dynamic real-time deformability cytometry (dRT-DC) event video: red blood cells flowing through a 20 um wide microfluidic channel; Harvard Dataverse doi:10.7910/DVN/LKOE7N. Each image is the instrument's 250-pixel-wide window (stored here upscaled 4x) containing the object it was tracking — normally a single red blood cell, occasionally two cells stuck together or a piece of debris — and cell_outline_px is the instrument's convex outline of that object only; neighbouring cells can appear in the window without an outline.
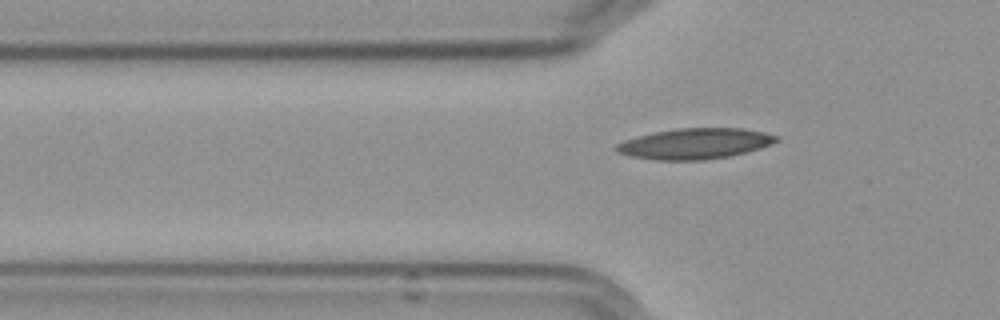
{"species": "Egyptian fruit bat (a non-hibernating species)", "species_latin": "Rousettus aegyptiacus", "temperature_condition": "cold", "stored_images_in_passage": 41, "camera_frame_rate_fps": 3000, "um_per_image_px": 0.085, "frame": {"image": 1, "passage_image": 3, "time_ms": 0.667, "image_size_px": [1000, 320], "cell_outline_px": [[780, 140], [772, 144], [760, 148], [728, 156], [704, 160], [656, 160], [632, 156], [616, 152], [616, 144], [624, 140], [656, 132], [676, 128], [744, 128], [764, 132], [780, 136]], "centroid_in_image_um": [59.11, 12.2], "position_along_channel_um": 66.7, "area_um2": 28.5}}
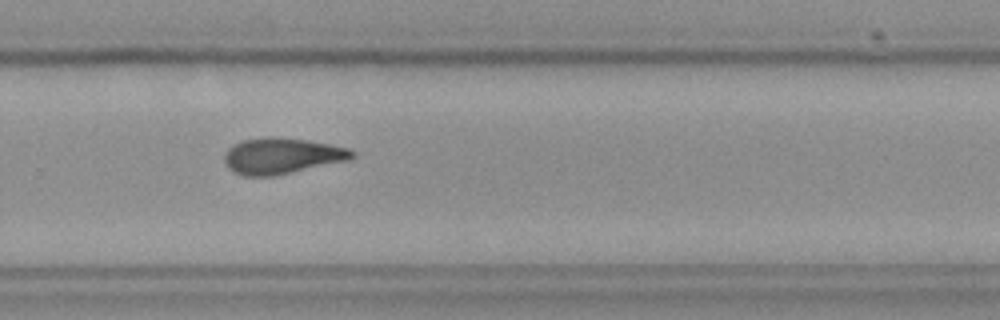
{"frame": {"image": 2, "passage_image": 23, "time_ms": 7.333, "image_size_px": [1000, 320], "cell_outline_px": [[356, 156], [348, 160], [272, 176], [244, 176], [232, 172], [228, 168], [224, 160], [224, 156], [228, 148], [240, 140], [268, 136], [272, 136], [304, 140], [328, 144], [348, 148], [356, 152]], "centroid_in_image_um": [23.91, 13.25], "position_along_channel_um": 305.9, "area_um2": 26.7}}
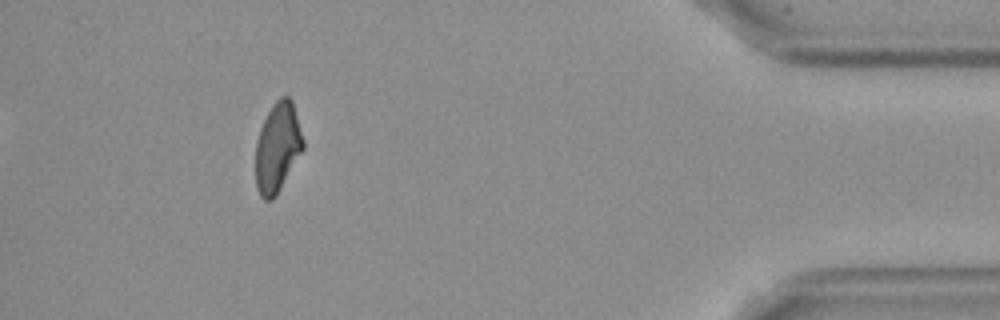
{"frame": {"image": 3, "passage_image": 36, "time_ms": 11.667, "image_size_px": [1000, 320], "cell_outline_px": [[304, 148], [276, 196], [272, 200], [264, 200], [260, 196], [256, 188], [256, 140], [260, 128], [272, 104], [280, 96], [288, 96], [292, 100], [304, 140]], "centroid_in_image_um": [23.59, 12.53], "position_along_channel_um": 411.6, "area_um2": 24.85}, "authors_computed_cell_mechanics": {"area_um2": 26.4146, "velocity_mm_per_s": 3.6049, "shape_relaxation_time_tau1_ms": 5.2515, "shape_relaxation_time_tau2_ms": 4.7054, "deformation_change_tau1": 0.1524, "deformation_change_tau2": 0.126}}